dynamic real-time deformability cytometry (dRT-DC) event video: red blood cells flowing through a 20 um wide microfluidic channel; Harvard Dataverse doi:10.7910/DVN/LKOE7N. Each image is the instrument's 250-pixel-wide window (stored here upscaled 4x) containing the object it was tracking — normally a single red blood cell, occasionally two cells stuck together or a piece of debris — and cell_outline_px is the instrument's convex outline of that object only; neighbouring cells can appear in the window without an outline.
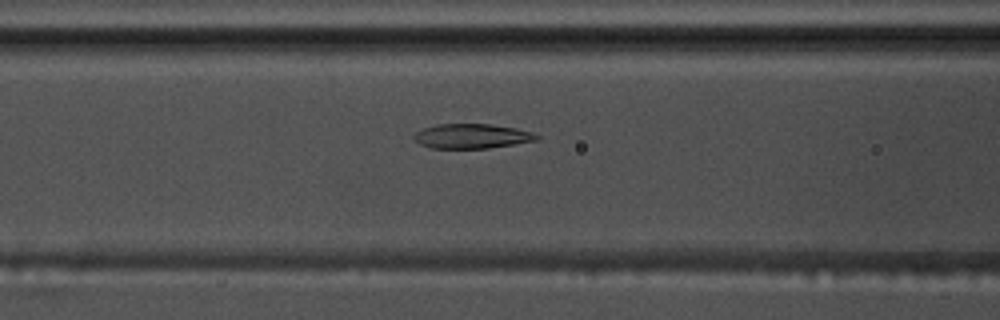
{"species": "common noctule bat (a hibernating species)", "species_latin": "Nyctalus noctula", "temperature_condition": "warm", "stored_images_in_passage": 45, "segment_of_instrument_passage": [1, 2], "camera_frame_rate_fps": 3000, "um_per_image_px": 0.085, "animal": {"sex": "male", "body_mass_g": 17.5, "forearm_length_mm": 52.3}, "frame": {"image": 1, "passage_image": 11, "time_ms": 3.333, "image_size_px": [1000, 320], "cell_outline_px": [[540, 140], [488, 148], [432, 148], [420, 144], [412, 136], [416, 132], [424, 128], [436, 124], [488, 124], [516, 128], [532, 132], [540, 136]], "centroid_in_image_um": [40.13, 11.57], "position_along_channel_um": 126.5, "area_um2": 17.57}}
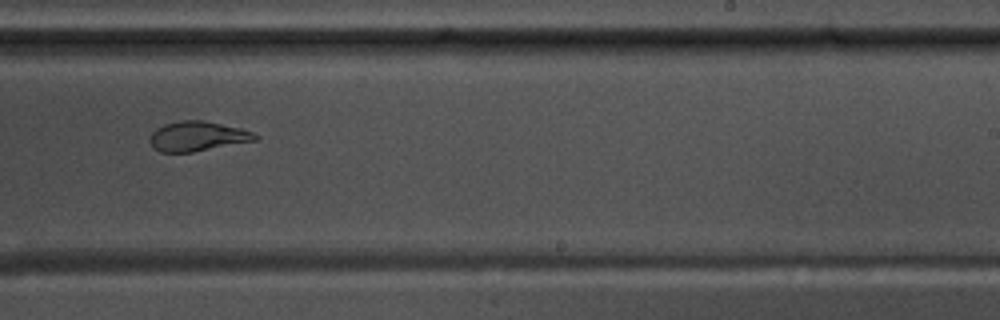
{"frame": {"image": 2, "passage_image": 23, "time_ms": 7.333, "image_size_px": [1000, 320], "cell_outline_px": [[260, 140], [192, 152], [160, 152], [152, 148], [152, 132], [156, 128], [164, 124], [180, 120], [204, 120], [240, 128], [252, 132], [260, 136]], "centroid_in_image_um": [16.84, 11.58], "position_along_channel_um": 272.2, "area_um2": 18.32}}
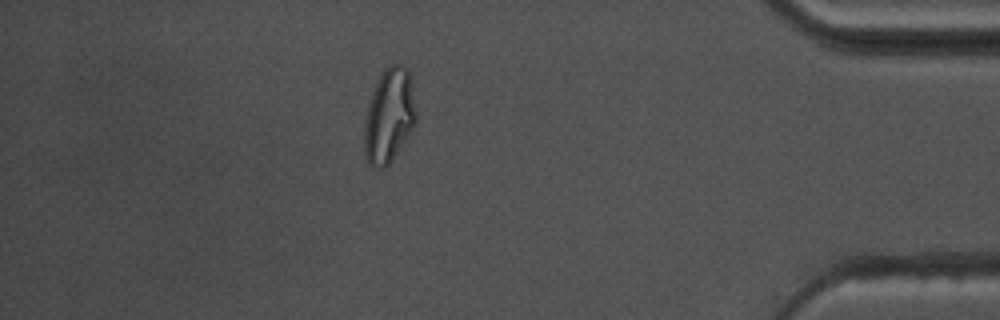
{"frame": {"image": 3, "passage_image": 37, "time_ms": 12.0, "image_size_px": [1000, 320], "cell_outline_px": [[416, 124], [392, 160], [384, 168], [372, 168], [368, 164], [364, 156], [364, 124], [368, 108], [376, 84], [384, 68], [392, 64], [404, 64], [408, 68], [412, 76], [416, 108]], "centroid_in_image_um": [33.1, 9.84], "position_along_channel_um": 402.1, "area_um2": 28.78}}